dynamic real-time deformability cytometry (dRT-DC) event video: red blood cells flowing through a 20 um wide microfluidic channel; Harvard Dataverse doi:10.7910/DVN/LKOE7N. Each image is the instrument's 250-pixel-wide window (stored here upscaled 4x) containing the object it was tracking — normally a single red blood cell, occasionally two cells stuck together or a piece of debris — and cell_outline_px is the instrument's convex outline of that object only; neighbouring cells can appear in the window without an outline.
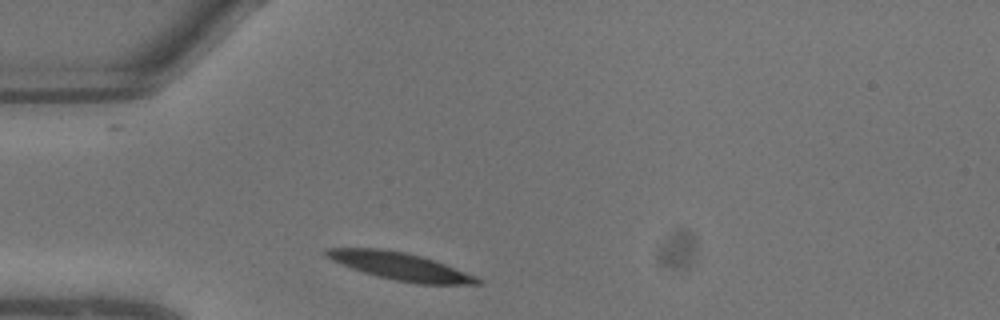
{"species": "common noctule bat (a hibernating species)", "species_latin": "Nyctalus noctula", "temperature_condition": "warm", "stored_images_in_passage": 3, "camera_frame_rate_fps": 3000, "um_per_image_px": 0.085, "animal": {"sex": "male", "body_mass_g": 13.3}, "frame": {"image": 1, "passage_image": 1, "time_ms": 0.0, "image_size_px": [1000, 320], "cell_outline_px": [[484, 284], [416, 284], [396, 280], [364, 272], [352, 268], [332, 260], [324, 256], [324, 252], [328, 248], [380, 248], [404, 252], [436, 260], [476, 276], [484, 280]], "centroid_in_image_um": [34.08, 22.63], "position_along_channel_um": 50.9, "area_um2": 24.1}}
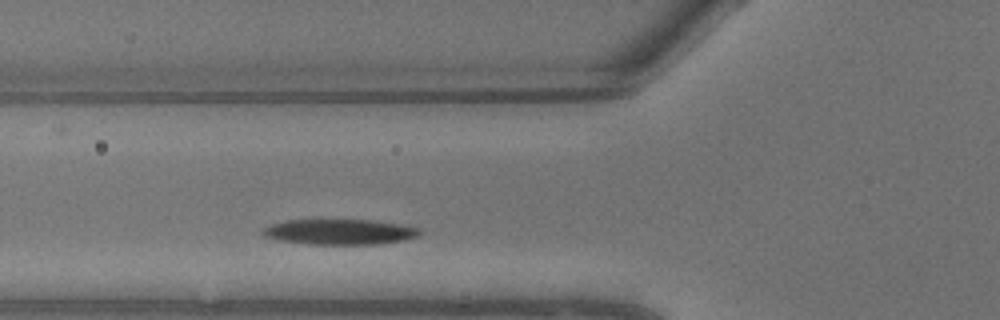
{"frame": {"image": 2, "passage_image": 3, "time_ms": 0.667, "image_size_px": [1000, 320], "cell_outline_px": [[420, 232], [416, 236], [404, 240], [376, 244], [308, 244], [280, 240], [264, 236], [260, 232], [264, 228], [272, 224], [284, 220], [372, 220], [400, 224], [416, 228]], "centroid_in_image_um": [28.82, 19.71], "position_along_channel_um": 97.0, "area_um2": 22.95}}